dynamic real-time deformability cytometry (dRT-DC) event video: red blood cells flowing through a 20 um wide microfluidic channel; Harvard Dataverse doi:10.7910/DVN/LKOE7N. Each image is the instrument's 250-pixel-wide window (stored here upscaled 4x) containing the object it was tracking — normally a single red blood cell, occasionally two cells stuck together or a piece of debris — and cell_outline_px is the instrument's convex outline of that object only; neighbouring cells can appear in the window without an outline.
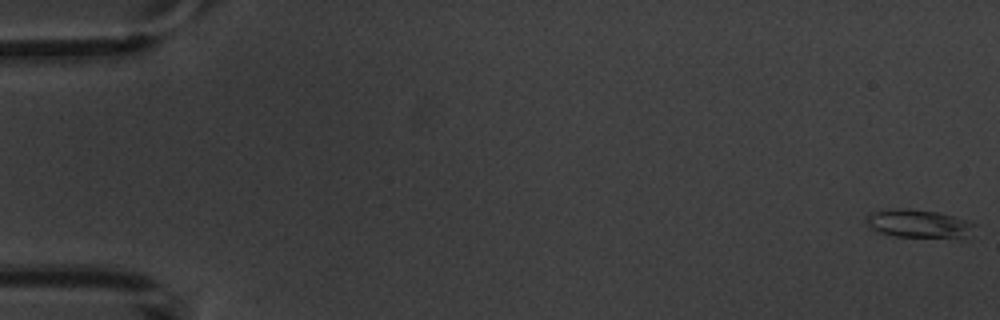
{"species": "common noctule bat (a hibernating species)", "species_latin": "Nyctalus noctula", "temperature_condition": "warm", "stored_images_in_passage": 9, "camera_frame_rate_fps": 3000, "um_per_image_px": 0.085, "animal": {"sex": "male", "body_mass_g": 20.1, "forearm_length_mm": 53.5}, "frame": {"image": 1, "passage_image": 1, "time_ms": 0.0, "image_size_px": [1000, 320], "cell_outline_px": [[976, 224], [960, 236], [896, 236], [880, 232], [868, 228], [864, 220], [864, 216], [872, 212], [896, 208], [908, 208], [936, 212], [956, 216], [968, 220]], "centroid_in_image_um": [77.92, 18.96], "position_along_channel_um": 7.1, "area_um2": 17.22}}
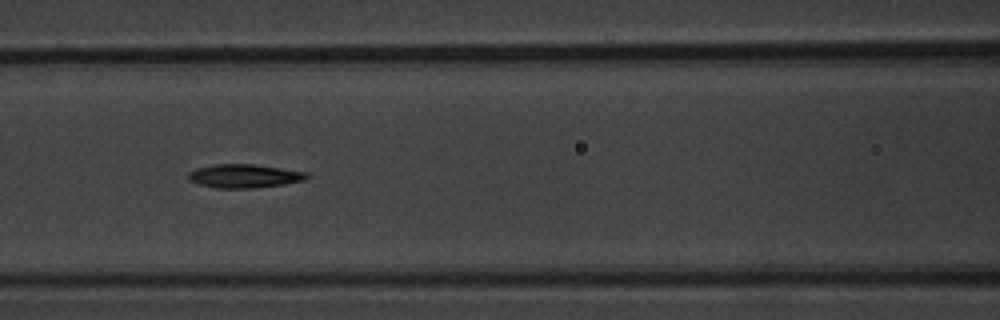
{"frame": {"image": 2, "passage_image": 6, "time_ms": 8.0, "image_size_px": [1000, 320], "cell_outline_px": [[308, 176], [304, 180], [284, 184], [256, 188], [216, 188], [200, 184], [188, 180], [188, 172], [196, 168], [212, 164], [252, 164], [308, 172]], "centroid_in_image_um": [20.73, 14.96], "position_along_channel_um": 145.9, "area_um2": 16.3}}
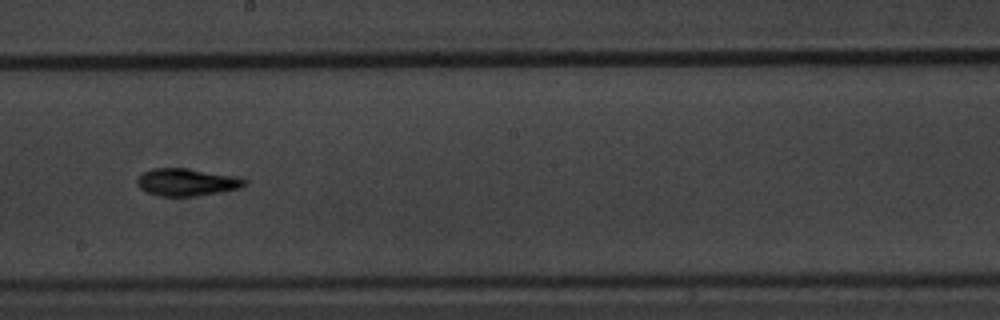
{"frame": {"image": 3, "passage_image": 8, "time_ms": 10.333, "image_size_px": [1000, 320], "cell_outline_px": [[248, 180], [240, 188], [196, 196], [164, 196], [148, 192], [140, 188], [136, 184], [136, 180], [140, 172], [152, 168], [184, 168], [240, 176]], "centroid_in_image_um": [15.86, 15.46], "position_along_channel_um": 232.3, "area_um2": 17.22}}